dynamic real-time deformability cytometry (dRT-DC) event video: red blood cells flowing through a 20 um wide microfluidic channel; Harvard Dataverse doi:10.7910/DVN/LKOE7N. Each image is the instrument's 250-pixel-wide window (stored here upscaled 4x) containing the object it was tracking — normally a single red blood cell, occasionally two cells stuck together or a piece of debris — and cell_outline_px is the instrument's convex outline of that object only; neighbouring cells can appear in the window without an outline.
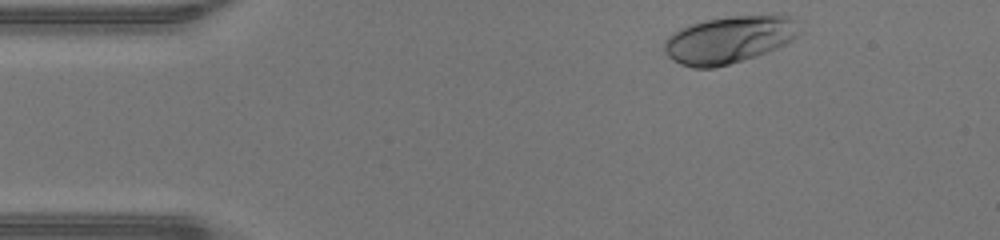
{"species": "human", "species_latin": "Homo sapiens", "temperature_condition": "warm", "stored_images_in_passage": 35, "camera_frame_rate_fps": 3000, "um_per_image_px": 0.085, "donor": {"sex": "male"}, "frame": {"image": 1, "passage_image": 1, "time_ms": 0.0, "image_size_px": [1000, 240], "cell_outline_px": [[804, 32], [792, 40], [768, 52], [756, 56], [728, 64], [712, 68], [692, 68], [680, 64], [672, 60], [664, 52], [664, 40], [672, 32], [692, 24], [708, 20], [728, 16], [772, 12], [780, 12], [788, 16]], "centroid_in_image_um": [62.03, 3.33], "position_along_channel_um": 23.0, "area_um2": 37.92}}
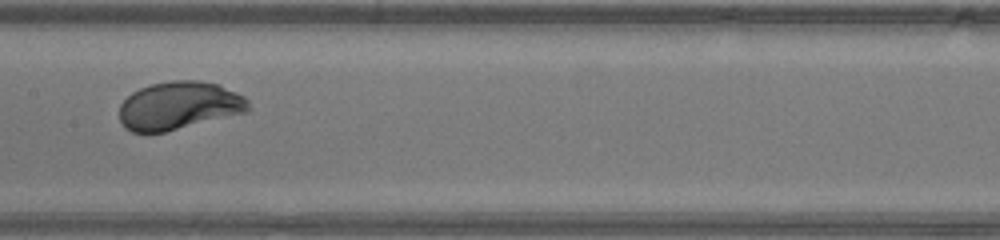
{"frame": {"image": 2, "passage_image": 18, "time_ms": 5.667, "image_size_px": [1000, 240], "cell_outline_px": [[252, 108], [248, 112], [164, 132], [132, 132], [124, 128], [120, 120], [120, 104], [132, 92], [140, 88], [152, 84], [172, 80], [200, 80], [216, 84], [236, 92], [244, 96], [248, 100]], "centroid_in_image_um": [15.23, 8.98], "position_along_channel_um": 192.2, "area_um2": 36.18}}
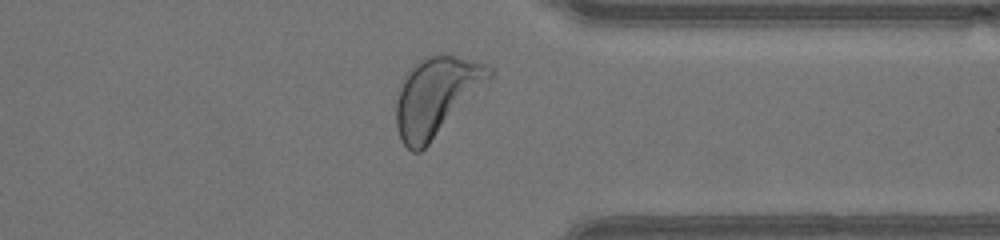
{"frame": {"image": 3, "passage_image": 31, "time_ms": 10.0, "image_size_px": [1000, 240], "cell_outline_px": [[492, 76], [428, 144], [420, 152], [412, 152], [404, 144], [400, 136], [396, 124], [396, 104], [400, 88], [408, 72], [420, 60], [428, 56], [444, 52], [484, 64], [492, 68]], "centroid_in_image_um": [37.06, 8.16], "position_along_channel_um": 374.3, "area_um2": 41.27}, "authors_computed_cell_mechanics": {"area_um2": 36.1828, "velocity_mm_per_s": 4.3318, "shape_relaxation_time_tau1_ms": 2.0478, "shape_relaxation_time_tau2_ms": null, "deformation_change_tau1": 0.1584, "deformation_change_tau2": null}}